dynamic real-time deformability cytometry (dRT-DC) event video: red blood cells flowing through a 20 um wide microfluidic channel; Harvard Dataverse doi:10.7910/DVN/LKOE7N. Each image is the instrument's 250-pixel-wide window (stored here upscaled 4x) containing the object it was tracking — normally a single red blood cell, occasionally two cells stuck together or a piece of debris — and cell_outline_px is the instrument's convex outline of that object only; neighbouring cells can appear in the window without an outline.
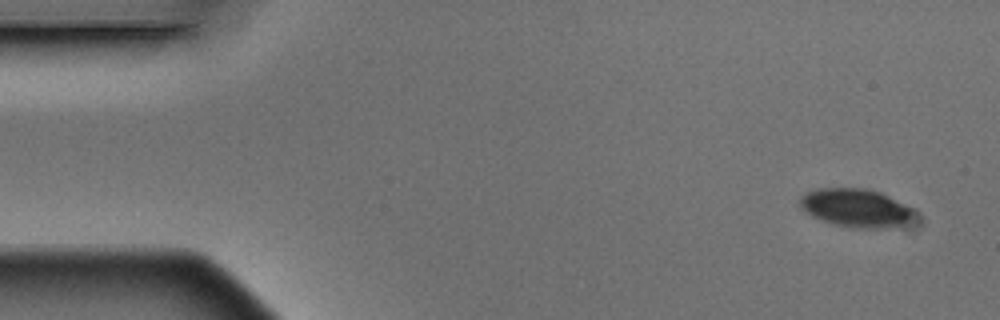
{"species": "Egyptian fruit bat (a non-hibernating species)", "species_latin": "Rousettus aegyptiacus", "temperature_condition": "warm", "stored_images_in_passage": 4, "camera_frame_rate_fps": 3000, "um_per_image_px": 0.085, "animal": {"sex": "male"}, "frame": {"image": 1, "passage_image": 1, "time_ms": 0.0, "image_size_px": [1000, 320], "cell_outline_px": [[916, 224], [908, 228], [848, 228], [820, 220], [812, 216], [800, 204], [800, 196], [808, 192], [820, 188], [868, 188], [880, 192], [916, 208]], "centroid_in_image_um": [72.96, 17.72], "position_along_channel_um": 12.0, "area_um2": 26.65}}
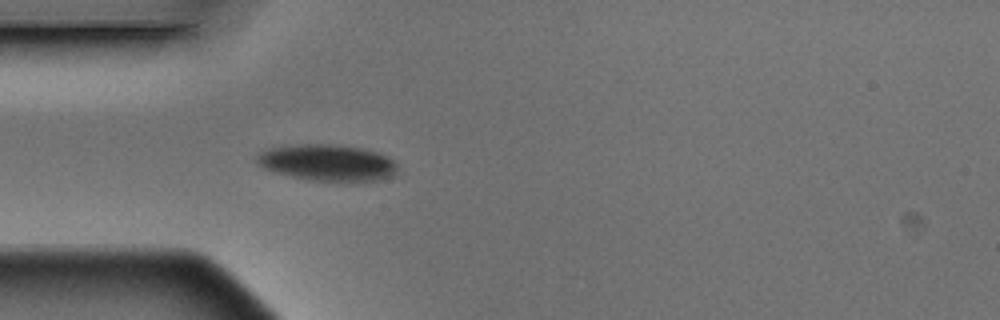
{"frame": {"image": 2, "passage_image": 4, "time_ms": 1.0, "image_size_px": [1000, 320], "cell_outline_px": [[396, 172], [392, 176], [376, 180], [312, 180], [292, 176], [276, 172], [264, 168], [256, 160], [256, 156], [260, 152], [272, 148], [304, 144], [328, 144], [364, 148], [388, 156], [396, 164]], "centroid_in_image_um": [27.85, 13.81], "position_along_channel_um": 57.2, "area_um2": 29.13}}